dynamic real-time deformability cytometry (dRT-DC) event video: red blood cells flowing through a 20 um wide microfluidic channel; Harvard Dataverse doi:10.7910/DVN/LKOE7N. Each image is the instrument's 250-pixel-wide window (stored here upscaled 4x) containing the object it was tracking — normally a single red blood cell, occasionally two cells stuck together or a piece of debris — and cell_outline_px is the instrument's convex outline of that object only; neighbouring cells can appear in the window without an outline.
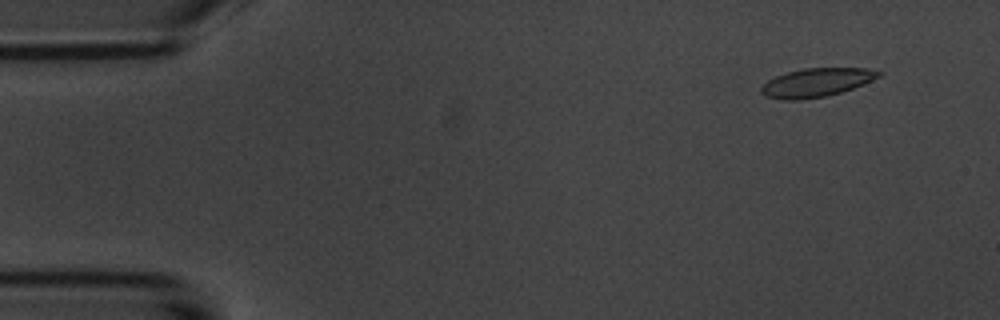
{"species": "common noctule bat (a hibernating species)", "species_latin": "Nyctalus noctula", "temperature_condition": "room temperature", "stored_images_in_passage": 5, "camera_frame_rate_fps": 3000, "um_per_image_px": 0.085, "animal": {"sex": "male", "body_mass_g": 20.1, "forearm_length_mm": 53.5}, "frame": {"image": 1, "passage_image": 2, "time_ms": 1.0, "image_size_px": [1000, 320], "cell_outline_px": [[884, 72], [880, 76], [864, 84], [840, 92], [824, 96], [800, 100], [784, 100], [764, 96], [760, 92], [760, 88], [768, 80], [776, 76], [788, 72], [804, 68], [868, 68]], "centroid_in_image_um": [69.39, 7.01], "position_along_channel_um": 15.6, "area_um2": 19.54}}
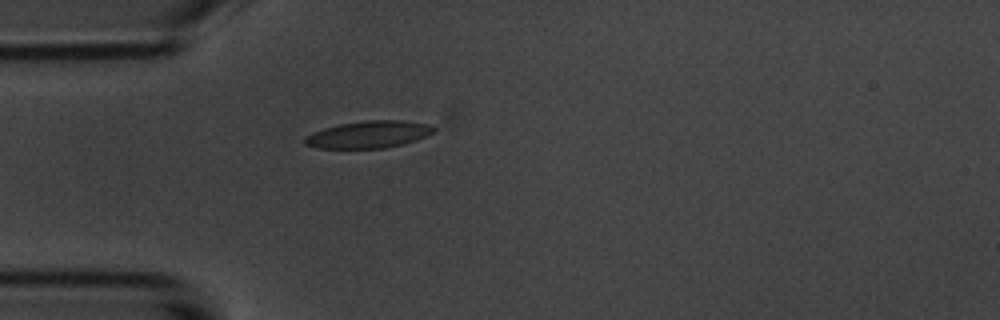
{"frame": {"image": 2, "passage_image": 5, "time_ms": 4.667, "image_size_px": [1000, 320], "cell_outline_px": [[436, 132], [428, 136], [416, 140], [384, 148], [316, 148], [304, 144], [304, 136], [312, 132], [324, 128], [340, 124], [368, 120], [404, 120], [428, 124], [436, 128]], "centroid_in_image_um": [31.34, 11.42], "position_along_channel_um": 53.7, "area_um2": 20.46}}